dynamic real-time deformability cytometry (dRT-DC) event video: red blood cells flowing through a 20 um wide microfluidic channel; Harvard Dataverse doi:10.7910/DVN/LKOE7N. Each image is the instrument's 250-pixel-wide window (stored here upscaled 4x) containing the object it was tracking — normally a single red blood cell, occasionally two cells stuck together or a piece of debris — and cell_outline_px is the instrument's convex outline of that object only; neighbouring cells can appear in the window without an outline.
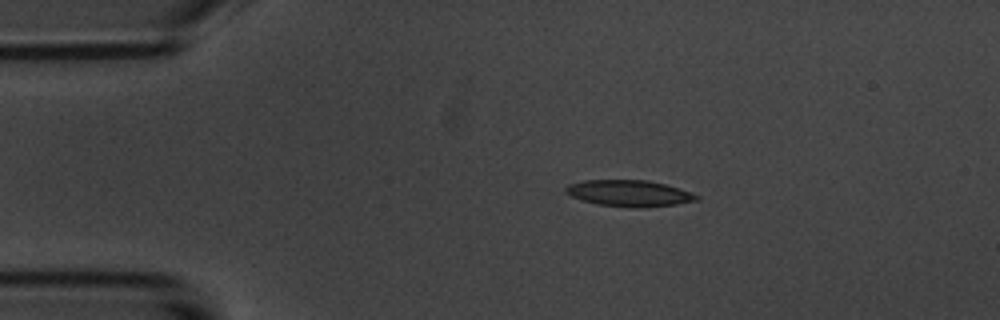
{"species": "common noctule bat (a hibernating species)", "species_latin": "Nyctalus noctula", "temperature_condition": "room temperature", "stored_images_in_passage": 3, "camera_frame_rate_fps": 3000, "um_per_image_px": 0.085, "animal": {"sex": "male", "body_mass_g": 20.1, "forearm_length_mm": 53.5}, "frame": {"image": 1, "passage_image": 1, "time_ms": 0.0, "image_size_px": [1000, 320], "cell_outline_px": [[700, 200], [676, 204], [640, 208], [632, 208], [596, 204], [580, 200], [564, 192], [564, 188], [568, 184], [584, 180], [648, 180], [664, 184], [700, 196]], "centroid_in_image_um": [53.43, 16.43], "position_along_channel_um": 31.6, "area_um2": 20.11}}
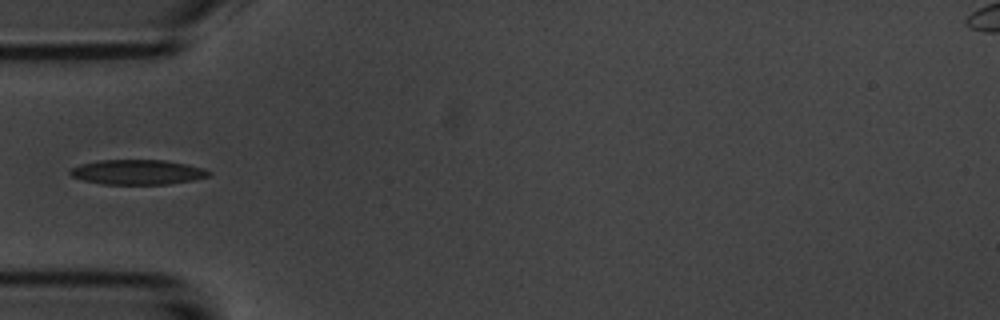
{"frame": {"image": 2, "passage_image": 3, "time_ms": 2.333, "image_size_px": [1000, 320], "cell_outline_px": [[212, 176], [192, 180], [168, 184], [104, 184], [84, 180], [72, 176], [68, 172], [72, 168], [80, 164], [100, 160], [164, 160], [204, 168], [212, 172]], "centroid_in_image_um": [11.72, 14.63], "position_along_channel_um": 73.3, "area_um2": 20.0}}